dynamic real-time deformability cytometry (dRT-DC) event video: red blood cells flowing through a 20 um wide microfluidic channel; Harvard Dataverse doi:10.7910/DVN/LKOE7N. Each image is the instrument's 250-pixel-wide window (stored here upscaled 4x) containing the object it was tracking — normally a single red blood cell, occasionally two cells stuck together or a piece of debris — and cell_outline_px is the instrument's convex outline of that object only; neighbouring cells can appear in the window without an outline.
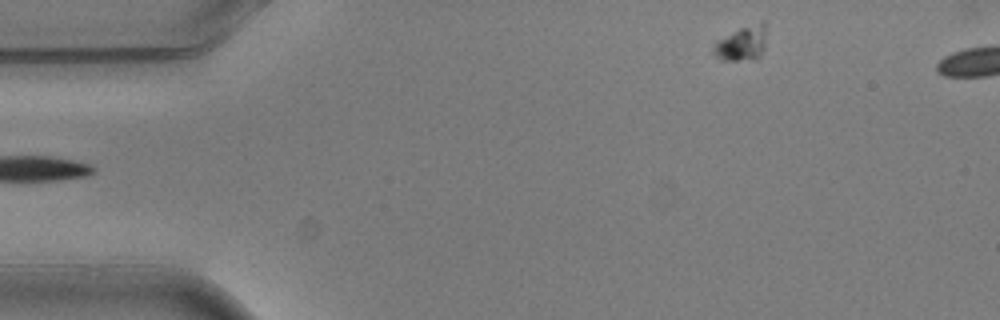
{"species": "common noctule bat (a hibernating species)", "species_latin": "Nyctalus noctula", "temperature_condition": "warm", "stored_images_in_passage": 6, "segment_of_instrument_passage": [2, 2], "camera_frame_rate_fps": 3000, "um_per_image_px": 0.085, "animal": {"sex": "male", "body_mass_g": 20.5, "forearm_length_mm": 52.5}, "frame": {"image": 1, "passage_image": 6, "time_ms": 1.667, "image_size_px": [1000, 320], "cell_outline_px": [[764, 48], [756, 60], [720, 60], [712, 52], [712, 48], [716, 40], [740, 28], [764, 20]], "centroid_in_image_um": [63.01, 3.71], "position_along_channel_um": 22.0, "area_um2": 10.64}}